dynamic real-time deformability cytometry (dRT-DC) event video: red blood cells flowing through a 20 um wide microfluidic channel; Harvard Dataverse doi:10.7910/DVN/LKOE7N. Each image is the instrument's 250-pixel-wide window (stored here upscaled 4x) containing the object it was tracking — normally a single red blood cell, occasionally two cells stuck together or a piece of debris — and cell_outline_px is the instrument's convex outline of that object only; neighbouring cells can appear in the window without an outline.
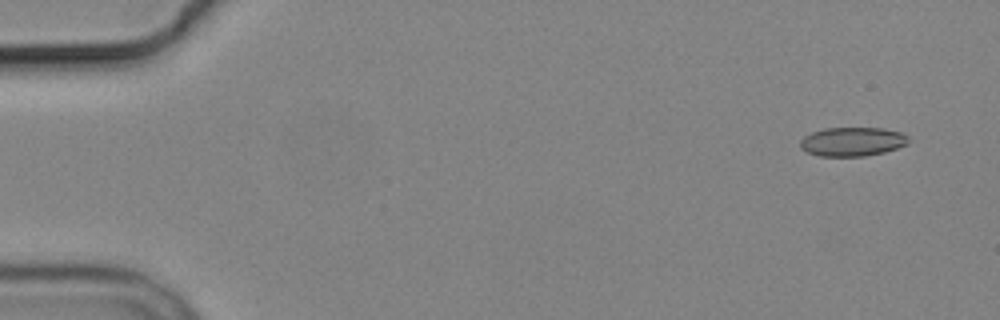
{"species": "common noctule bat (a hibernating species)", "species_latin": "Nyctalus noctula", "temperature_condition": "cold", "stored_images_in_passage": 6, "camera_frame_rate_fps": 3000, "um_per_image_px": 0.085, "animal": {"sex": "male", "body_mass_g": 19.2, "forearm_length_mm": 51.8}, "frame": {"image": 1, "passage_image": 2, "time_ms": 1.0, "image_size_px": [1000, 320], "cell_outline_px": [[912, 140], [908, 144], [884, 152], [864, 156], [820, 156], [808, 152], [800, 148], [800, 140], [804, 136], [812, 132], [824, 128], [884, 128], [900, 132], [908, 136]], "centroid_in_image_um": [72.47, 12.03], "position_along_channel_um": 12.5, "area_um2": 18.38}}
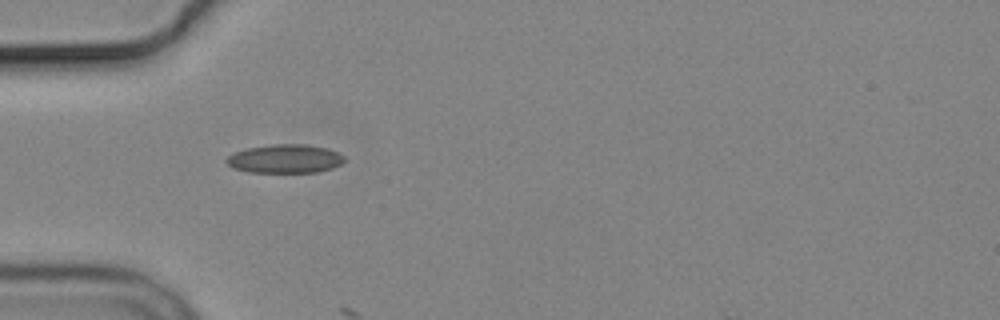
{"frame": {"image": 2, "passage_image": 5, "time_ms": 5.667, "image_size_px": [1000, 320], "cell_outline_px": [[344, 160], [340, 164], [332, 168], [316, 172], [248, 172], [232, 168], [224, 160], [228, 156], [236, 152], [248, 148], [272, 144], [304, 144], [328, 148], [344, 156]], "centroid_in_image_um": [24.21, 13.49], "position_along_channel_um": 60.8, "area_um2": 19.59}}